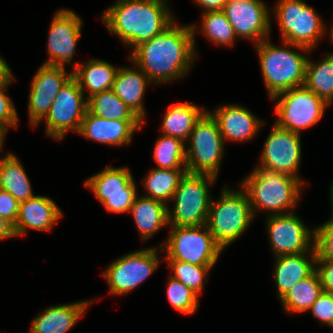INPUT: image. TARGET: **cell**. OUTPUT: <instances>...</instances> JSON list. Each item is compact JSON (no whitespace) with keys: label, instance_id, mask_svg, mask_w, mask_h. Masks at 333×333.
Masks as SVG:
<instances>
[{"label":"cell","instance_id":"obj_41","mask_svg":"<svg viewBox=\"0 0 333 333\" xmlns=\"http://www.w3.org/2000/svg\"><path fill=\"white\" fill-rule=\"evenodd\" d=\"M19 204L9 192L0 189V216L4 217L13 226L18 217Z\"/></svg>","mask_w":333,"mask_h":333},{"label":"cell","instance_id":"obj_24","mask_svg":"<svg viewBox=\"0 0 333 333\" xmlns=\"http://www.w3.org/2000/svg\"><path fill=\"white\" fill-rule=\"evenodd\" d=\"M148 83L147 75L140 69L119 67L113 82L112 90L126 105H128L142 120L146 114L143 96Z\"/></svg>","mask_w":333,"mask_h":333},{"label":"cell","instance_id":"obj_38","mask_svg":"<svg viewBox=\"0 0 333 333\" xmlns=\"http://www.w3.org/2000/svg\"><path fill=\"white\" fill-rule=\"evenodd\" d=\"M310 311L323 325L331 326L333 323V294L323 291L312 304Z\"/></svg>","mask_w":333,"mask_h":333},{"label":"cell","instance_id":"obj_34","mask_svg":"<svg viewBox=\"0 0 333 333\" xmlns=\"http://www.w3.org/2000/svg\"><path fill=\"white\" fill-rule=\"evenodd\" d=\"M202 32L215 45L232 46L236 35L223 10L207 11L202 14Z\"/></svg>","mask_w":333,"mask_h":333},{"label":"cell","instance_id":"obj_14","mask_svg":"<svg viewBox=\"0 0 333 333\" xmlns=\"http://www.w3.org/2000/svg\"><path fill=\"white\" fill-rule=\"evenodd\" d=\"M301 220L294 212L267 218V232L276 257L316 252L315 230L307 228Z\"/></svg>","mask_w":333,"mask_h":333},{"label":"cell","instance_id":"obj_44","mask_svg":"<svg viewBox=\"0 0 333 333\" xmlns=\"http://www.w3.org/2000/svg\"><path fill=\"white\" fill-rule=\"evenodd\" d=\"M16 237L13 225L4 217L0 216V240Z\"/></svg>","mask_w":333,"mask_h":333},{"label":"cell","instance_id":"obj_40","mask_svg":"<svg viewBox=\"0 0 333 333\" xmlns=\"http://www.w3.org/2000/svg\"><path fill=\"white\" fill-rule=\"evenodd\" d=\"M315 266L322 290L333 294V260L322 259L317 255Z\"/></svg>","mask_w":333,"mask_h":333},{"label":"cell","instance_id":"obj_32","mask_svg":"<svg viewBox=\"0 0 333 333\" xmlns=\"http://www.w3.org/2000/svg\"><path fill=\"white\" fill-rule=\"evenodd\" d=\"M304 85L328 105L333 102V53H326L319 63L308 58Z\"/></svg>","mask_w":333,"mask_h":333},{"label":"cell","instance_id":"obj_33","mask_svg":"<svg viewBox=\"0 0 333 333\" xmlns=\"http://www.w3.org/2000/svg\"><path fill=\"white\" fill-rule=\"evenodd\" d=\"M185 142L179 138L162 135L158 138L153 157L160 169L186 168Z\"/></svg>","mask_w":333,"mask_h":333},{"label":"cell","instance_id":"obj_45","mask_svg":"<svg viewBox=\"0 0 333 333\" xmlns=\"http://www.w3.org/2000/svg\"><path fill=\"white\" fill-rule=\"evenodd\" d=\"M8 131V127L0 123V151L3 148L4 137L6 132Z\"/></svg>","mask_w":333,"mask_h":333},{"label":"cell","instance_id":"obj_2","mask_svg":"<svg viewBox=\"0 0 333 333\" xmlns=\"http://www.w3.org/2000/svg\"><path fill=\"white\" fill-rule=\"evenodd\" d=\"M100 17L109 32L133 49L175 22L166 0H117Z\"/></svg>","mask_w":333,"mask_h":333},{"label":"cell","instance_id":"obj_4","mask_svg":"<svg viewBox=\"0 0 333 333\" xmlns=\"http://www.w3.org/2000/svg\"><path fill=\"white\" fill-rule=\"evenodd\" d=\"M303 183L289 174L255 168L240 185L248 195L255 216L257 209L271 211L270 215L293 213Z\"/></svg>","mask_w":333,"mask_h":333},{"label":"cell","instance_id":"obj_9","mask_svg":"<svg viewBox=\"0 0 333 333\" xmlns=\"http://www.w3.org/2000/svg\"><path fill=\"white\" fill-rule=\"evenodd\" d=\"M274 11L284 42L312 50L326 33L322 19L303 0H279Z\"/></svg>","mask_w":333,"mask_h":333},{"label":"cell","instance_id":"obj_21","mask_svg":"<svg viewBox=\"0 0 333 333\" xmlns=\"http://www.w3.org/2000/svg\"><path fill=\"white\" fill-rule=\"evenodd\" d=\"M61 216L60 208L52 199L35 195L19 204L18 217L13 226L15 236L24 235L28 228L49 231Z\"/></svg>","mask_w":333,"mask_h":333},{"label":"cell","instance_id":"obj_16","mask_svg":"<svg viewBox=\"0 0 333 333\" xmlns=\"http://www.w3.org/2000/svg\"><path fill=\"white\" fill-rule=\"evenodd\" d=\"M268 7L261 0L229 1L223 12L232 25L236 37L253 39L256 44L270 36Z\"/></svg>","mask_w":333,"mask_h":333},{"label":"cell","instance_id":"obj_5","mask_svg":"<svg viewBox=\"0 0 333 333\" xmlns=\"http://www.w3.org/2000/svg\"><path fill=\"white\" fill-rule=\"evenodd\" d=\"M253 219L247 193L243 189L235 192L223 188L220 199L211 201L206 225L224 250L249 228Z\"/></svg>","mask_w":333,"mask_h":333},{"label":"cell","instance_id":"obj_37","mask_svg":"<svg viewBox=\"0 0 333 333\" xmlns=\"http://www.w3.org/2000/svg\"><path fill=\"white\" fill-rule=\"evenodd\" d=\"M314 230L317 255L322 259L333 260V221L329 220Z\"/></svg>","mask_w":333,"mask_h":333},{"label":"cell","instance_id":"obj_25","mask_svg":"<svg viewBox=\"0 0 333 333\" xmlns=\"http://www.w3.org/2000/svg\"><path fill=\"white\" fill-rule=\"evenodd\" d=\"M168 205L144 196L135 198L129 212L140 232L142 240H147L162 227L169 225Z\"/></svg>","mask_w":333,"mask_h":333},{"label":"cell","instance_id":"obj_12","mask_svg":"<svg viewBox=\"0 0 333 333\" xmlns=\"http://www.w3.org/2000/svg\"><path fill=\"white\" fill-rule=\"evenodd\" d=\"M109 212H129L137 196L134 178L127 167H108L85 181Z\"/></svg>","mask_w":333,"mask_h":333},{"label":"cell","instance_id":"obj_43","mask_svg":"<svg viewBox=\"0 0 333 333\" xmlns=\"http://www.w3.org/2000/svg\"><path fill=\"white\" fill-rule=\"evenodd\" d=\"M198 5L204 8L205 12L223 10L227 0H194Z\"/></svg>","mask_w":333,"mask_h":333},{"label":"cell","instance_id":"obj_1","mask_svg":"<svg viewBox=\"0 0 333 333\" xmlns=\"http://www.w3.org/2000/svg\"><path fill=\"white\" fill-rule=\"evenodd\" d=\"M196 30L194 24L178 26L174 22L135 47L129 58L154 84L180 79L187 75L196 58Z\"/></svg>","mask_w":333,"mask_h":333},{"label":"cell","instance_id":"obj_3","mask_svg":"<svg viewBox=\"0 0 333 333\" xmlns=\"http://www.w3.org/2000/svg\"><path fill=\"white\" fill-rule=\"evenodd\" d=\"M269 41L268 38L255 45L265 87L272 99L282 92L305 84L308 57L298 51L290 50L289 47L305 50L308 53L310 49L284 41L282 42L285 48L278 47Z\"/></svg>","mask_w":333,"mask_h":333},{"label":"cell","instance_id":"obj_31","mask_svg":"<svg viewBox=\"0 0 333 333\" xmlns=\"http://www.w3.org/2000/svg\"><path fill=\"white\" fill-rule=\"evenodd\" d=\"M187 173L183 169H160L154 168L143 179L144 188L148 194L145 197L152 198L168 204L177 190L180 180Z\"/></svg>","mask_w":333,"mask_h":333},{"label":"cell","instance_id":"obj_30","mask_svg":"<svg viewBox=\"0 0 333 333\" xmlns=\"http://www.w3.org/2000/svg\"><path fill=\"white\" fill-rule=\"evenodd\" d=\"M87 100V110L95 116L108 120L143 121L112 89L96 93Z\"/></svg>","mask_w":333,"mask_h":333},{"label":"cell","instance_id":"obj_22","mask_svg":"<svg viewBox=\"0 0 333 333\" xmlns=\"http://www.w3.org/2000/svg\"><path fill=\"white\" fill-rule=\"evenodd\" d=\"M92 301H80L46 308L33 319L30 333H67L85 314Z\"/></svg>","mask_w":333,"mask_h":333},{"label":"cell","instance_id":"obj_35","mask_svg":"<svg viewBox=\"0 0 333 333\" xmlns=\"http://www.w3.org/2000/svg\"><path fill=\"white\" fill-rule=\"evenodd\" d=\"M169 269L173 270L172 278L180 281L197 295L204 289V278L213 266L193 265L187 262L168 260Z\"/></svg>","mask_w":333,"mask_h":333},{"label":"cell","instance_id":"obj_8","mask_svg":"<svg viewBox=\"0 0 333 333\" xmlns=\"http://www.w3.org/2000/svg\"><path fill=\"white\" fill-rule=\"evenodd\" d=\"M160 246L166 252L163 259L200 266H214L224 251L213 239L207 225L172 227L168 242Z\"/></svg>","mask_w":333,"mask_h":333},{"label":"cell","instance_id":"obj_48","mask_svg":"<svg viewBox=\"0 0 333 333\" xmlns=\"http://www.w3.org/2000/svg\"><path fill=\"white\" fill-rule=\"evenodd\" d=\"M229 1H243V0H227V2H229Z\"/></svg>","mask_w":333,"mask_h":333},{"label":"cell","instance_id":"obj_11","mask_svg":"<svg viewBox=\"0 0 333 333\" xmlns=\"http://www.w3.org/2000/svg\"><path fill=\"white\" fill-rule=\"evenodd\" d=\"M72 76L61 88L43 119L46 121V134L61 140L69 130L79 132L81 122L88 109V100Z\"/></svg>","mask_w":333,"mask_h":333},{"label":"cell","instance_id":"obj_26","mask_svg":"<svg viewBox=\"0 0 333 333\" xmlns=\"http://www.w3.org/2000/svg\"><path fill=\"white\" fill-rule=\"evenodd\" d=\"M118 69L109 62L92 59L84 66L78 62L72 72L81 90L84 92V88H87L91 97L96 93L112 89Z\"/></svg>","mask_w":333,"mask_h":333},{"label":"cell","instance_id":"obj_19","mask_svg":"<svg viewBox=\"0 0 333 333\" xmlns=\"http://www.w3.org/2000/svg\"><path fill=\"white\" fill-rule=\"evenodd\" d=\"M142 122L108 120L87 110L78 134L102 144L122 146L130 144L134 132L140 129Z\"/></svg>","mask_w":333,"mask_h":333},{"label":"cell","instance_id":"obj_10","mask_svg":"<svg viewBox=\"0 0 333 333\" xmlns=\"http://www.w3.org/2000/svg\"><path fill=\"white\" fill-rule=\"evenodd\" d=\"M277 100L278 116L275 124L285 130L299 133L322 119L328 104L305 85L282 92L271 100Z\"/></svg>","mask_w":333,"mask_h":333},{"label":"cell","instance_id":"obj_7","mask_svg":"<svg viewBox=\"0 0 333 333\" xmlns=\"http://www.w3.org/2000/svg\"><path fill=\"white\" fill-rule=\"evenodd\" d=\"M187 141L190 145L185 149L187 173L217 177L225 142L217 121L209 111L196 122Z\"/></svg>","mask_w":333,"mask_h":333},{"label":"cell","instance_id":"obj_29","mask_svg":"<svg viewBox=\"0 0 333 333\" xmlns=\"http://www.w3.org/2000/svg\"><path fill=\"white\" fill-rule=\"evenodd\" d=\"M323 292L316 271L310 276L297 282L279 300L289 314L303 313L312 307L319 295Z\"/></svg>","mask_w":333,"mask_h":333},{"label":"cell","instance_id":"obj_39","mask_svg":"<svg viewBox=\"0 0 333 333\" xmlns=\"http://www.w3.org/2000/svg\"><path fill=\"white\" fill-rule=\"evenodd\" d=\"M6 88H0V123L7 127H16L18 124L17 110L11 99L5 94Z\"/></svg>","mask_w":333,"mask_h":333},{"label":"cell","instance_id":"obj_20","mask_svg":"<svg viewBox=\"0 0 333 333\" xmlns=\"http://www.w3.org/2000/svg\"><path fill=\"white\" fill-rule=\"evenodd\" d=\"M209 112L217 121L224 142L225 139L238 142L251 140L264 123L240 105L228 104L218 107L214 113Z\"/></svg>","mask_w":333,"mask_h":333},{"label":"cell","instance_id":"obj_27","mask_svg":"<svg viewBox=\"0 0 333 333\" xmlns=\"http://www.w3.org/2000/svg\"><path fill=\"white\" fill-rule=\"evenodd\" d=\"M206 112L197 105L189 103H178L170 105L163 117L162 133L187 141L196 122Z\"/></svg>","mask_w":333,"mask_h":333},{"label":"cell","instance_id":"obj_46","mask_svg":"<svg viewBox=\"0 0 333 333\" xmlns=\"http://www.w3.org/2000/svg\"><path fill=\"white\" fill-rule=\"evenodd\" d=\"M330 199H331V208H332V212H331V218H330V220H332L333 221V182H332V184H331V187H330Z\"/></svg>","mask_w":333,"mask_h":333},{"label":"cell","instance_id":"obj_18","mask_svg":"<svg viewBox=\"0 0 333 333\" xmlns=\"http://www.w3.org/2000/svg\"><path fill=\"white\" fill-rule=\"evenodd\" d=\"M48 35V60L45 65L63 66L70 64L76 44L81 36V18L73 11L60 9L54 15Z\"/></svg>","mask_w":333,"mask_h":333},{"label":"cell","instance_id":"obj_36","mask_svg":"<svg viewBox=\"0 0 333 333\" xmlns=\"http://www.w3.org/2000/svg\"><path fill=\"white\" fill-rule=\"evenodd\" d=\"M167 287V298L177 311L184 314H193L199 307L197 294L180 281L169 277Z\"/></svg>","mask_w":333,"mask_h":333},{"label":"cell","instance_id":"obj_47","mask_svg":"<svg viewBox=\"0 0 333 333\" xmlns=\"http://www.w3.org/2000/svg\"><path fill=\"white\" fill-rule=\"evenodd\" d=\"M330 37H331V41L333 42V24H332V27H331V30H330Z\"/></svg>","mask_w":333,"mask_h":333},{"label":"cell","instance_id":"obj_42","mask_svg":"<svg viewBox=\"0 0 333 333\" xmlns=\"http://www.w3.org/2000/svg\"><path fill=\"white\" fill-rule=\"evenodd\" d=\"M14 79L7 62L0 57V88H8Z\"/></svg>","mask_w":333,"mask_h":333},{"label":"cell","instance_id":"obj_28","mask_svg":"<svg viewBox=\"0 0 333 333\" xmlns=\"http://www.w3.org/2000/svg\"><path fill=\"white\" fill-rule=\"evenodd\" d=\"M0 189L9 192L19 203L35 196L24 167L12 153L0 159Z\"/></svg>","mask_w":333,"mask_h":333},{"label":"cell","instance_id":"obj_15","mask_svg":"<svg viewBox=\"0 0 333 333\" xmlns=\"http://www.w3.org/2000/svg\"><path fill=\"white\" fill-rule=\"evenodd\" d=\"M300 141L299 133L282 129L274 124L264 143L260 165L256 168L299 178L297 172L302 155Z\"/></svg>","mask_w":333,"mask_h":333},{"label":"cell","instance_id":"obj_13","mask_svg":"<svg viewBox=\"0 0 333 333\" xmlns=\"http://www.w3.org/2000/svg\"><path fill=\"white\" fill-rule=\"evenodd\" d=\"M145 248L126 254L114 260L103 275L109 284L112 295L128 294L150 276L159 265L158 251Z\"/></svg>","mask_w":333,"mask_h":333},{"label":"cell","instance_id":"obj_23","mask_svg":"<svg viewBox=\"0 0 333 333\" xmlns=\"http://www.w3.org/2000/svg\"><path fill=\"white\" fill-rule=\"evenodd\" d=\"M308 256L310 258H307ZM316 259L317 252L276 257L274 281L279 299L297 282L307 278L315 271Z\"/></svg>","mask_w":333,"mask_h":333},{"label":"cell","instance_id":"obj_6","mask_svg":"<svg viewBox=\"0 0 333 333\" xmlns=\"http://www.w3.org/2000/svg\"><path fill=\"white\" fill-rule=\"evenodd\" d=\"M216 178L208 174L184 175L171 199L175 203L173 210L168 208V222L172 227L207 224L212 201L208 186L213 184Z\"/></svg>","mask_w":333,"mask_h":333},{"label":"cell","instance_id":"obj_17","mask_svg":"<svg viewBox=\"0 0 333 333\" xmlns=\"http://www.w3.org/2000/svg\"><path fill=\"white\" fill-rule=\"evenodd\" d=\"M73 72L66 73L63 66L43 64L32 79L28 100V113L31 125L36 127L43 121L57 94Z\"/></svg>","mask_w":333,"mask_h":333}]
</instances>
